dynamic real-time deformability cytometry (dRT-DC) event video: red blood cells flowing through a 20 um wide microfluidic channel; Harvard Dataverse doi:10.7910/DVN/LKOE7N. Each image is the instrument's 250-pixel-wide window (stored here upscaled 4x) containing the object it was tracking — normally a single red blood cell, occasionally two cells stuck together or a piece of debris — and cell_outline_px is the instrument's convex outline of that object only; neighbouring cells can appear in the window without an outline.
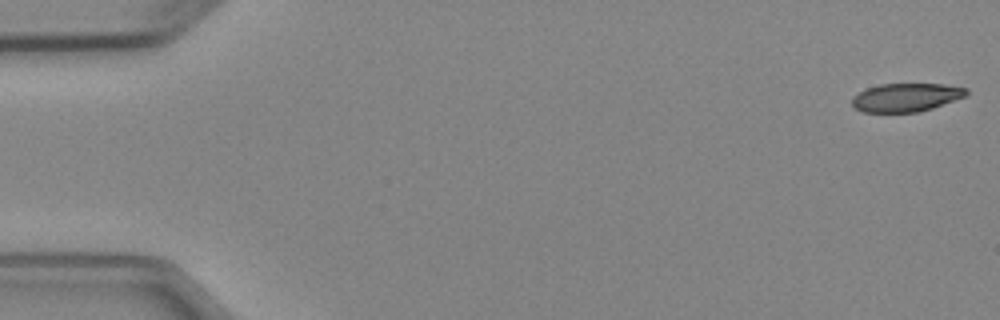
{"species": "Egyptian fruit bat (a non-hibernating species)", "species_latin": "Rousettus aegyptiacus", "temperature_condition": "cold", "stored_images_in_passage": 5, "camera_frame_rate_fps": 3000, "um_per_image_px": 0.085, "animal": {"sex": "female"}, "frame": {"image": 1, "passage_image": 1, "time_ms": 0.0, "image_size_px": [1000, 320], "cell_outline_px": [[968, 96], [932, 108], [916, 112], [864, 112], [856, 108], [852, 104], [852, 96], [868, 88], [880, 84], [944, 84], [968, 88]], "centroid_in_image_um": [77.06, 8.27], "position_along_channel_um": 7.9, "area_um2": 18.9}}
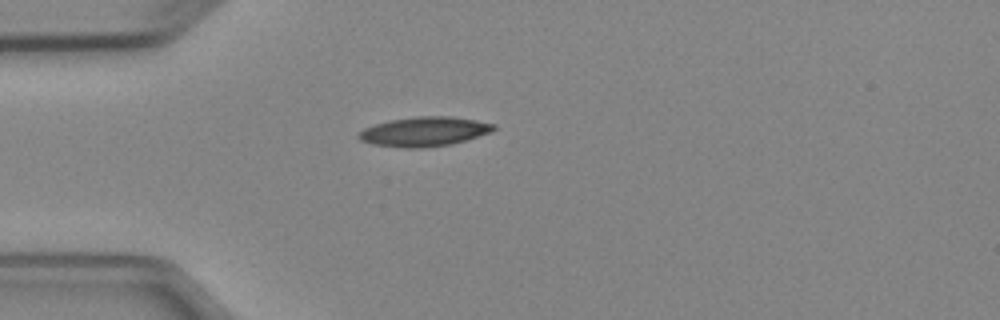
{"frame": {"image": 2, "passage_image": 5, "time_ms": 4.333, "image_size_px": [1000, 320], "cell_outline_px": [[496, 128], [492, 132], [452, 144], [424, 148], [408, 148], [372, 144], [360, 140], [356, 136], [364, 128], [376, 124], [392, 120], [416, 116], [452, 116], [476, 120], [496, 124]], "centroid_in_image_um": [36.09, 11.18], "position_along_channel_um": 48.9, "area_um2": 23.18}}